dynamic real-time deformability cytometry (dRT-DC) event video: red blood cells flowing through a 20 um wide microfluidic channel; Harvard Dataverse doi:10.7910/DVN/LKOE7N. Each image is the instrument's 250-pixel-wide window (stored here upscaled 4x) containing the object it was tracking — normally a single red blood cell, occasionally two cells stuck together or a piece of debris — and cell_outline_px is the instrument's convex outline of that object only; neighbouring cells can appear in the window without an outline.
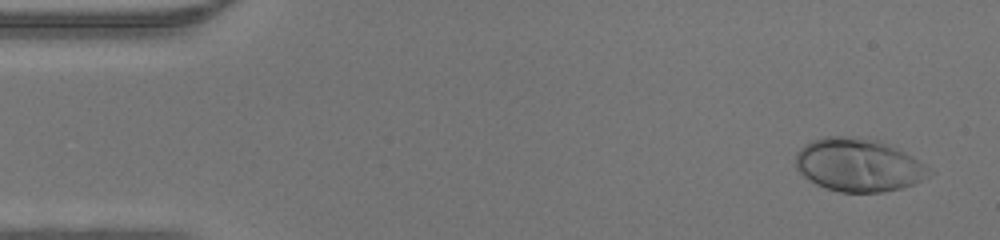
{"species": "human", "species_latin": "Homo sapiens", "temperature_condition": "warm", "stored_images_in_passage": 45, "camera_frame_rate_fps": 3000, "um_per_image_px": 0.085, "donor": {"sex": "male"}, "frame": {"image": 1, "passage_image": 1, "time_ms": 0.0, "image_size_px": [1000, 240], "cell_outline_px": [[936, 172], [912, 184], [900, 188], [884, 192], [840, 192], [824, 188], [816, 184], [804, 176], [796, 168], [796, 152], [804, 144], [812, 140], [824, 136], [856, 136], [876, 140], [912, 156], [920, 160]], "centroid_in_image_um": [72.95, 14.02], "position_along_channel_um": 12.0, "area_um2": 41.33}}
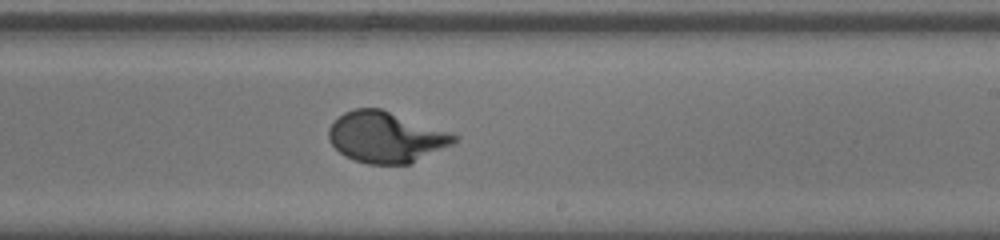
{"frame": {"image": 2, "passage_image": 26, "time_ms": 8.333, "image_size_px": [1000, 240], "cell_outline_px": [[460, 140], [412, 164], [368, 164], [344, 156], [328, 140], [328, 128], [344, 112], [352, 108], [380, 108], [452, 132], [460, 136]], "centroid_in_image_um": [32.84, 11.66], "position_along_channel_um": 256.2, "area_um2": 37.45}}
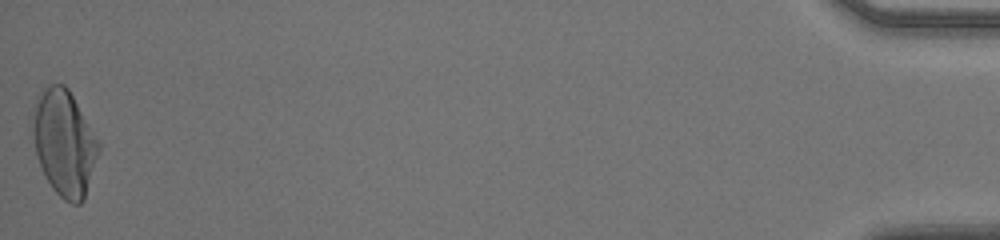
{"frame": {"image": 3, "passage_image": 45, "time_ms": 14.667, "image_size_px": [1000, 240], "cell_outline_px": [[100, 152], [84, 200], [80, 204], [72, 204], [64, 200], [52, 188], [36, 156], [32, 132], [32, 128], [36, 96], [48, 84], [64, 84], [68, 88], [100, 144]], "centroid_in_image_um": [5.46, 12.15], "position_along_channel_um": 429.7, "area_um2": 40.46}}